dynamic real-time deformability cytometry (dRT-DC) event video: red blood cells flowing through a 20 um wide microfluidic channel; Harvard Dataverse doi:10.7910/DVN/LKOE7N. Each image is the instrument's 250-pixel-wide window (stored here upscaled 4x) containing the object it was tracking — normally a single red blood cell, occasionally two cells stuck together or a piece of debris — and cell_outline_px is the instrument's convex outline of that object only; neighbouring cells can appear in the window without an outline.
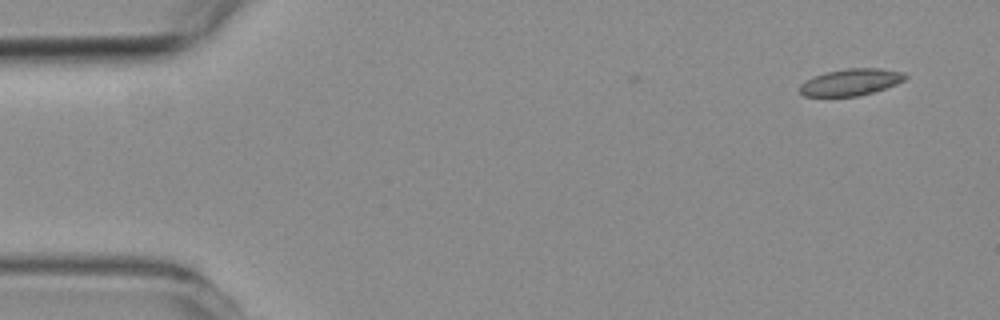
{"species": "common noctule bat (a hibernating species)", "species_latin": "Nyctalus noctula", "temperature_condition": "room temperature", "stored_images_in_passage": 3, "camera_frame_rate_fps": 3000, "um_per_image_px": 0.085, "animal": {"sex": "female", "body_mass_g": 19.3, "forearm_length_mm": 54.1}, "frame": {"image": 1, "passage_image": 1, "time_ms": 0.0, "image_size_px": [1000, 320], "cell_outline_px": [[908, 76], [904, 80], [896, 84], [872, 92], [856, 96], [804, 96], [800, 92], [800, 84], [824, 72], [844, 68], [880, 68], [904, 72]], "centroid_in_image_um": [72.34, 6.97], "position_along_channel_um": 12.7, "area_um2": 16.3}}
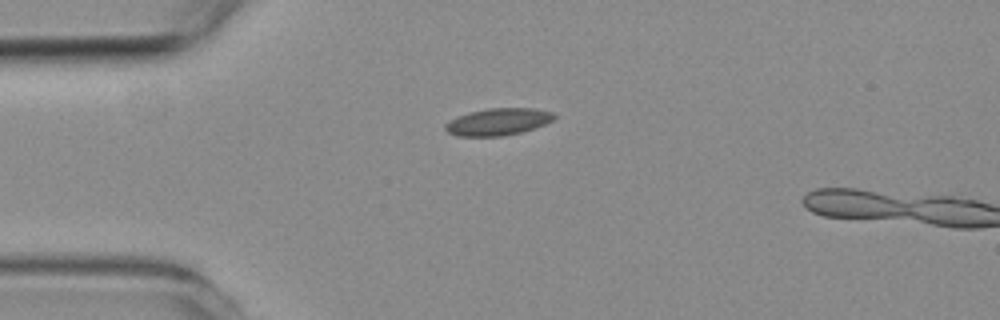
{"frame": {"image": 2, "passage_image": 3, "time_ms": 3.333, "image_size_px": [1000, 320], "cell_outline_px": [[556, 116], [552, 120], [544, 124], [520, 132], [500, 136], [456, 136], [448, 132], [444, 128], [444, 124], [456, 116], [468, 112], [488, 108], [536, 108], [552, 112]], "centroid_in_image_um": [42.29, 10.34], "position_along_channel_um": 42.7, "area_um2": 17.11}}